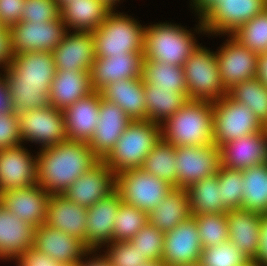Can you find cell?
<instances>
[{"mask_svg":"<svg viewBox=\"0 0 267 266\" xmlns=\"http://www.w3.org/2000/svg\"><path fill=\"white\" fill-rule=\"evenodd\" d=\"M3 71L15 112L50 106L49 92L56 73L52 52L16 54Z\"/></svg>","mask_w":267,"mask_h":266,"instance_id":"obj_1","label":"cell"},{"mask_svg":"<svg viewBox=\"0 0 267 266\" xmlns=\"http://www.w3.org/2000/svg\"><path fill=\"white\" fill-rule=\"evenodd\" d=\"M37 155V184L50 195L63 194L71 184L100 159L88 143L66 140L40 149Z\"/></svg>","mask_w":267,"mask_h":266,"instance_id":"obj_2","label":"cell"},{"mask_svg":"<svg viewBox=\"0 0 267 266\" xmlns=\"http://www.w3.org/2000/svg\"><path fill=\"white\" fill-rule=\"evenodd\" d=\"M161 138L175 147L213 143V102L189 99L161 125Z\"/></svg>","mask_w":267,"mask_h":266,"instance_id":"obj_3","label":"cell"},{"mask_svg":"<svg viewBox=\"0 0 267 266\" xmlns=\"http://www.w3.org/2000/svg\"><path fill=\"white\" fill-rule=\"evenodd\" d=\"M160 139L161 125L148 120H133L103 161L116 175L141 168L145 157Z\"/></svg>","mask_w":267,"mask_h":266,"instance_id":"obj_4","label":"cell"},{"mask_svg":"<svg viewBox=\"0 0 267 266\" xmlns=\"http://www.w3.org/2000/svg\"><path fill=\"white\" fill-rule=\"evenodd\" d=\"M145 26L128 14L112 10L105 21L92 32L96 58L125 53H143Z\"/></svg>","mask_w":267,"mask_h":266,"instance_id":"obj_5","label":"cell"},{"mask_svg":"<svg viewBox=\"0 0 267 266\" xmlns=\"http://www.w3.org/2000/svg\"><path fill=\"white\" fill-rule=\"evenodd\" d=\"M194 35L181 25L171 22L145 26L144 59L183 66L199 46Z\"/></svg>","mask_w":267,"mask_h":266,"instance_id":"obj_6","label":"cell"},{"mask_svg":"<svg viewBox=\"0 0 267 266\" xmlns=\"http://www.w3.org/2000/svg\"><path fill=\"white\" fill-rule=\"evenodd\" d=\"M187 97L216 101L227 94L221 81L216 53L201 44L183 64Z\"/></svg>","mask_w":267,"mask_h":266,"instance_id":"obj_7","label":"cell"},{"mask_svg":"<svg viewBox=\"0 0 267 266\" xmlns=\"http://www.w3.org/2000/svg\"><path fill=\"white\" fill-rule=\"evenodd\" d=\"M266 8L265 0H217L198 17L194 31L228 36Z\"/></svg>","mask_w":267,"mask_h":266,"instance_id":"obj_8","label":"cell"},{"mask_svg":"<svg viewBox=\"0 0 267 266\" xmlns=\"http://www.w3.org/2000/svg\"><path fill=\"white\" fill-rule=\"evenodd\" d=\"M265 126L252 109L234 101L228 94L213 102V143L215 146L242 136L261 132Z\"/></svg>","mask_w":267,"mask_h":266,"instance_id":"obj_9","label":"cell"},{"mask_svg":"<svg viewBox=\"0 0 267 266\" xmlns=\"http://www.w3.org/2000/svg\"><path fill=\"white\" fill-rule=\"evenodd\" d=\"M174 187L142 168L116 175V190L123 203L149 213Z\"/></svg>","mask_w":267,"mask_h":266,"instance_id":"obj_10","label":"cell"},{"mask_svg":"<svg viewBox=\"0 0 267 266\" xmlns=\"http://www.w3.org/2000/svg\"><path fill=\"white\" fill-rule=\"evenodd\" d=\"M22 142L41 144L40 149L68 140L62 110L46 106L18 113Z\"/></svg>","mask_w":267,"mask_h":266,"instance_id":"obj_11","label":"cell"},{"mask_svg":"<svg viewBox=\"0 0 267 266\" xmlns=\"http://www.w3.org/2000/svg\"><path fill=\"white\" fill-rule=\"evenodd\" d=\"M175 166L177 188L187 189L197 181L217 174L221 167L220 147L214 143L178 146Z\"/></svg>","mask_w":267,"mask_h":266,"instance_id":"obj_12","label":"cell"},{"mask_svg":"<svg viewBox=\"0 0 267 266\" xmlns=\"http://www.w3.org/2000/svg\"><path fill=\"white\" fill-rule=\"evenodd\" d=\"M66 32L61 16L44 23L20 21L10 27L12 53L16 55L30 51L52 52Z\"/></svg>","mask_w":267,"mask_h":266,"instance_id":"obj_13","label":"cell"},{"mask_svg":"<svg viewBox=\"0 0 267 266\" xmlns=\"http://www.w3.org/2000/svg\"><path fill=\"white\" fill-rule=\"evenodd\" d=\"M228 37L215 52L222 85L226 91L242 81L256 77L259 55L241 45L231 35Z\"/></svg>","mask_w":267,"mask_h":266,"instance_id":"obj_14","label":"cell"},{"mask_svg":"<svg viewBox=\"0 0 267 266\" xmlns=\"http://www.w3.org/2000/svg\"><path fill=\"white\" fill-rule=\"evenodd\" d=\"M202 252L197 222L193 216L165 233L161 261L167 266L199 262Z\"/></svg>","mask_w":267,"mask_h":266,"instance_id":"obj_15","label":"cell"},{"mask_svg":"<svg viewBox=\"0 0 267 266\" xmlns=\"http://www.w3.org/2000/svg\"><path fill=\"white\" fill-rule=\"evenodd\" d=\"M18 145L0 150V194L37 184V155Z\"/></svg>","mask_w":267,"mask_h":266,"instance_id":"obj_16","label":"cell"},{"mask_svg":"<svg viewBox=\"0 0 267 266\" xmlns=\"http://www.w3.org/2000/svg\"><path fill=\"white\" fill-rule=\"evenodd\" d=\"M116 190V174L100 160L63 193L70 201L89 208Z\"/></svg>","mask_w":267,"mask_h":266,"instance_id":"obj_17","label":"cell"},{"mask_svg":"<svg viewBox=\"0 0 267 266\" xmlns=\"http://www.w3.org/2000/svg\"><path fill=\"white\" fill-rule=\"evenodd\" d=\"M98 121L88 146L104 160L133 120L120 106L101 97Z\"/></svg>","mask_w":267,"mask_h":266,"instance_id":"obj_18","label":"cell"},{"mask_svg":"<svg viewBox=\"0 0 267 266\" xmlns=\"http://www.w3.org/2000/svg\"><path fill=\"white\" fill-rule=\"evenodd\" d=\"M33 247L65 266H76L90 250L77 237L45 223L35 229Z\"/></svg>","mask_w":267,"mask_h":266,"instance_id":"obj_19","label":"cell"},{"mask_svg":"<svg viewBox=\"0 0 267 266\" xmlns=\"http://www.w3.org/2000/svg\"><path fill=\"white\" fill-rule=\"evenodd\" d=\"M52 53L56 71L91 72L96 59L93 35L90 32L67 31Z\"/></svg>","mask_w":267,"mask_h":266,"instance_id":"obj_20","label":"cell"},{"mask_svg":"<svg viewBox=\"0 0 267 266\" xmlns=\"http://www.w3.org/2000/svg\"><path fill=\"white\" fill-rule=\"evenodd\" d=\"M49 198L50 194L36 184L1 193L0 203L25 223L38 228L46 222Z\"/></svg>","mask_w":267,"mask_h":266,"instance_id":"obj_21","label":"cell"},{"mask_svg":"<svg viewBox=\"0 0 267 266\" xmlns=\"http://www.w3.org/2000/svg\"><path fill=\"white\" fill-rule=\"evenodd\" d=\"M122 200L117 190L99 200L87 210L85 245L99 250L113 238L114 219Z\"/></svg>","mask_w":267,"mask_h":266,"instance_id":"obj_22","label":"cell"},{"mask_svg":"<svg viewBox=\"0 0 267 266\" xmlns=\"http://www.w3.org/2000/svg\"><path fill=\"white\" fill-rule=\"evenodd\" d=\"M221 166L243 170L267 163V130L242 136L220 146Z\"/></svg>","mask_w":267,"mask_h":266,"instance_id":"obj_23","label":"cell"},{"mask_svg":"<svg viewBox=\"0 0 267 266\" xmlns=\"http://www.w3.org/2000/svg\"><path fill=\"white\" fill-rule=\"evenodd\" d=\"M143 61V53H125L109 58H96L90 72L92 90L100 92L111 82L140 78Z\"/></svg>","mask_w":267,"mask_h":266,"instance_id":"obj_24","label":"cell"},{"mask_svg":"<svg viewBox=\"0 0 267 266\" xmlns=\"http://www.w3.org/2000/svg\"><path fill=\"white\" fill-rule=\"evenodd\" d=\"M263 214L255 211L230 209L227 211L229 241L249 260L258 255Z\"/></svg>","mask_w":267,"mask_h":266,"instance_id":"obj_25","label":"cell"},{"mask_svg":"<svg viewBox=\"0 0 267 266\" xmlns=\"http://www.w3.org/2000/svg\"><path fill=\"white\" fill-rule=\"evenodd\" d=\"M101 97L93 91L63 110L68 140L88 143L99 122Z\"/></svg>","mask_w":267,"mask_h":266,"instance_id":"obj_26","label":"cell"},{"mask_svg":"<svg viewBox=\"0 0 267 266\" xmlns=\"http://www.w3.org/2000/svg\"><path fill=\"white\" fill-rule=\"evenodd\" d=\"M35 229L0 203V259L16 260L33 247Z\"/></svg>","mask_w":267,"mask_h":266,"instance_id":"obj_27","label":"cell"},{"mask_svg":"<svg viewBox=\"0 0 267 266\" xmlns=\"http://www.w3.org/2000/svg\"><path fill=\"white\" fill-rule=\"evenodd\" d=\"M87 210L63 194L50 195L45 224L77 237L85 244Z\"/></svg>","mask_w":267,"mask_h":266,"instance_id":"obj_28","label":"cell"},{"mask_svg":"<svg viewBox=\"0 0 267 266\" xmlns=\"http://www.w3.org/2000/svg\"><path fill=\"white\" fill-rule=\"evenodd\" d=\"M60 16L67 31H95L113 10L102 0H72L60 8ZM71 28V29H70Z\"/></svg>","mask_w":267,"mask_h":266,"instance_id":"obj_29","label":"cell"},{"mask_svg":"<svg viewBox=\"0 0 267 266\" xmlns=\"http://www.w3.org/2000/svg\"><path fill=\"white\" fill-rule=\"evenodd\" d=\"M100 92L104 99L120 106L132 120H147L142 77L111 82Z\"/></svg>","mask_w":267,"mask_h":266,"instance_id":"obj_30","label":"cell"},{"mask_svg":"<svg viewBox=\"0 0 267 266\" xmlns=\"http://www.w3.org/2000/svg\"><path fill=\"white\" fill-rule=\"evenodd\" d=\"M91 92L90 72L56 71L49 92L50 105L63 111Z\"/></svg>","mask_w":267,"mask_h":266,"instance_id":"obj_31","label":"cell"},{"mask_svg":"<svg viewBox=\"0 0 267 266\" xmlns=\"http://www.w3.org/2000/svg\"><path fill=\"white\" fill-rule=\"evenodd\" d=\"M191 216L187 190L173 188L165 198L148 213V223L166 233Z\"/></svg>","mask_w":267,"mask_h":266,"instance_id":"obj_32","label":"cell"},{"mask_svg":"<svg viewBox=\"0 0 267 266\" xmlns=\"http://www.w3.org/2000/svg\"><path fill=\"white\" fill-rule=\"evenodd\" d=\"M144 96L147 120L159 125H162L189 101V98L184 92L156 88L147 83H144Z\"/></svg>","mask_w":267,"mask_h":266,"instance_id":"obj_33","label":"cell"},{"mask_svg":"<svg viewBox=\"0 0 267 266\" xmlns=\"http://www.w3.org/2000/svg\"><path fill=\"white\" fill-rule=\"evenodd\" d=\"M186 190L189 197L192 216L227 212L222 206L217 174L197 181Z\"/></svg>","mask_w":267,"mask_h":266,"instance_id":"obj_34","label":"cell"},{"mask_svg":"<svg viewBox=\"0 0 267 266\" xmlns=\"http://www.w3.org/2000/svg\"><path fill=\"white\" fill-rule=\"evenodd\" d=\"M244 179L242 210L267 214V163L242 170Z\"/></svg>","mask_w":267,"mask_h":266,"instance_id":"obj_35","label":"cell"},{"mask_svg":"<svg viewBox=\"0 0 267 266\" xmlns=\"http://www.w3.org/2000/svg\"><path fill=\"white\" fill-rule=\"evenodd\" d=\"M141 77L143 83L153 85L156 88L184 92L187 95L183 66H175L166 62L144 59Z\"/></svg>","mask_w":267,"mask_h":266,"instance_id":"obj_36","label":"cell"},{"mask_svg":"<svg viewBox=\"0 0 267 266\" xmlns=\"http://www.w3.org/2000/svg\"><path fill=\"white\" fill-rule=\"evenodd\" d=\"M176 147L162 138L145 157L142 169L177 188Z\"/></svg>","mask_w":267,"mask_h":266,"instance_id":"obj_37","label":"cell"},{"mask_svg":"<svg viewBox=\"0 0 267 266\" xmlns=\"http://www.w3.org/2000/svg\"><path fill=\"white\" fill-rule=\"evenodd\" d=\"M227 94L251 108L260 122L267 125V88L256 77L234 85Z\"/></svg>","mask_w":267,"mask_h":266,"instance_id":"obj_38","label":"cell"},{"mask_svg":"<svg viewBox=\"0 0 267 266\" xmlns=\"http://www.w3.org/2000/svg\"><path fill=\"white\" fill-rule=\"evenodd\" d=\"M231 36L253 52L267 53V8L240 26Z\"/></svg>","mask_w":267,"mask_h":266,"instance_id":"obj_39","label":"cell"},{"mask_svg":"<svg viewBox=\"0 0 267 266\" xmlns=\"http://www.w3.org/2000/svg\"><path fill=\"white\" fill-rule=\"evenodd\" d=\"M147 223L148 213L122 202L114 219L111 242L130 241Z\"/></svg>","mask_w":267,"mask_h":266,"instance_id":"obj_40","label":"cell"},{"mask_svg":"<svg viewBox=\"0 0 267 266\" xmlns=\"http://www.w3.org/2000/svg\"><path fill=\"white\" fill-rule=\"evenodd\" d=\"M193 217L197 222L202 248L229 241L227 212L220 214H200Z\"/></svg>","mask_w":267,"mask_h":266,"instance_id":"obj_41","label":"cell"},{"mask_svg":"<svg viewBox=\"0 0 267 266\" xmlns=\"http://www.w3.org/2000/svg\"><path fill=\"white\" fill-rule=\"evenodd\" d=\"M218 175V185L222 206L228 211L230 209H239L242 207L243 199V175L242 170L229 169L221 166Z\"/></svg>","mask_w":267,"mask_h":266,"instance_id":"obj_42","label":"cell"},{"mask_svg":"<svg viewBox=\"0 0 267 266\" xmlns=\"http://www.w3.org/2000/svg\"><path fill=\"white\" fill-rule=\"evenodd\" d=\"M250 260L230 241L202 248L199 264L201 266H244Z\"/></svg>","mask_w":267,"mask_h":266,"instance_id":"obj_43","label":"cell"},{"mask_svg":"<svg viewBox=\"0 0 267 266\" xmlns=\"http://www.w3.org/2000/svg\"><path fill=\"white\" fill-rule=\"evenodd\" d=\"M165 233L155 226L147 223L129 241L147 260L157 261L162 259Z\"/></svg>","mask_w":267,"mask_h":266,"instance_id":"obj_44","label":"cell"},{"mask_svg":"<svg viewBox=\"0 0 267 266\" xmlns=\"http://www.w3.org/2000/svg\"><path fill=\"white\" fill-rule=\"evenodd\" d=\"M106 245L104 255L111 266H138L148 261L129 241L110 242Z\"/></svg>","mask_w":267,"mask_h":266,"instance_id":"obj_45","label":"cell"},{"mask_svg":"<svg viewBox=\"0 0 267 266\" xmlns=\"http://www.w3.org/2000/svg\"><path fill=\"white\" fill-rule=\"evenodd\" d=\"M60 7L55 0H25L21 21L44 23L60 17Z\"/></svg>","mask_w":267,"mask_h":266,"instance_id":"obj_46","label":"cell"},{"mask_svg":"<svg viewBox=\"0 0 267 266\" xmlns=\"http://www.w3.org/2000/svg\"><path fill=\"white\" fill-rule=\"evenodd\" d=\"M22 144L18 113L14 110L0 114V150Z\"/></svg>","mask_w":267,"mask_h":266,"instance_id":"obj_47","label":"cell"},{"mask_svg":"<svg viewBox=\"0 0 267 266\" xmlns=\"http://www.w3.org/2000/svg\"><path fill=\"white\" fill-rule=\"evenodd\" d=\"M25 0H0V24L6 28L16 25L22 19Z\"/></svg>","mask_w":267,"mask_h":266,"instance_id":"obj_48","label":"cell"},{"mask_svg":"<svg viewBox=\"0 0 267 266\" xmlns=\"http://www.w3.org/2000/svg\"><path fill=\"white\" fill-rule=\"evenodd\" d=\"M15 261L17 263L16 266H65L57 263L50 256L34 247H30Z\"/></svg>","mask_w":267,"mask_h":266,"instance_id":"obj_49","label":"cell"},{"mask_svg":"<svg viewBox=\"0 0 267 266\" xmlns=\"http://www.w3.org/2000/svg\"><path fill=\"white\" fill-rule=\"evenodd\" d=\"M14 55L12 53L10 28L0 27V67L3 70L10 65Z\"/></svg>","mask_w":267,"mask_h":266,"instance_id":"obj_50","label":"cell"},{"mask_svg":"<svg viewBox=\"0 0 267 266\" xmlns=\"http://www.w3.org/2000/svg\"><path fill=\"white\" fill-rule=\"evenodd\" d=\"M267 266V214H263L261 221V238L257 258L254 260Z\"/></svg>","mask_w":267,"mask_h":266,"instance_id":"obj_51","label":"cell"},{"mask_svg":"<svg viewBox=\"0 0 267 266\" xmlns=\"http://www.w3.org/2000/svg\"><path fill=\"white\" fill-rule=\"evenodd\" d=\"M97 250H89L85 255L84 257L86 258H82L76 266H111L110 263H109V260L105 257L104 254L102 255H99L96 253ZM90 254H96V255H93L91 256L92 258L89 257V259L87 260L88 256ZM85 261H84V260ZM91 259V260H90Z\"/></svg>","mask_w":267,"mask_h":266,"instance_id":"obj_52","label":"cell"},{"mask_svg":"<svg viewBox=\"0 0 267 266\" xmlns=\"http://www.w3.org/2000/svg\"><path fill=\"white\" fill-rule=\"evenodd\" d=\"M0 73V114L12 111V103L4 76ZM3 77V78H2Z\"/></svg>","mask_w":267,"mask_h":266,"instance_id":"obj_53","label":"cell"},{"mask_svg":"<svg viewBox=\"0 0 267 266\" xmlns=\"http://www.w3.org/2000/svg\"><path fill=\"white\" fill-rule=\"evenodd\" d=\"M256 78L267 88V53L258 55Z\"/></svg>","mask_w":267,"mask_h":266,"instance_id":"obj_54","label":"cell"},{"mask_svg":"<svg viewBox=\"0 0 267 266\" xmlns=\"http://www.w3.org/2000/svg\"><path fill=\"white\" fill-rule=\"evenodd\" d=\"M193 3H192V2ZM190 5L195 8V13L197 12L198 17H200L214 2L217 0H191Z\"/></svg>","mask_w":267,"mask_h":266,"instance_id":"obj_55","label":"cell"},{"mask_svg":"<svg viewBox=\"0 0 267 266\" xmlns=\"http://www.w3.org/2000/svg\"><path fill=\"white\" fill-rule=\"evenodd\" d=\"M138 266H167L165 263H163L161 260L157 261H145L144 263L139 264Z\"/></svg>","mask_w":267,"mask_h":266,"instance_id":"obj_56","label":"cell"},{"mask_svg":"<svg viewBox=\"0 0 267 266\" xmlns=\"http://www.w3.org/2000/svg\"><path fill=\"white\" fill-rule=\"evenodd\" d=\"M104 3H106L111 9H115L114 5L117 4V2H120V0H102Z\"/></svg>","mask_w":267,"mask_h":266,"instance_id":"obj_57","label":"cell"},{"mask_svg":"<svg viewBox=\"0 0 267 266\" xmlns=\"http://www.w3.org/2000/svg\"><path fill=\"white\" fill-rule=\"evenodd\" d=\"M244 266H266L264 264H260L259 262L257 261H254V260H250L246 265Z\"/></svg>","mask_w":267,"mask_h":266,"instance_id":"obj_58","label":"cell"},{"mask_svg":"<svg viewBox=\"0 0 267 266\" xmlns=\"http://www.w3.org/2000/svg\"><path fill=\"white\" fill-rule=\"evenodd\" d=\"M57 5L61 8L65 3H69L72 0H55Z\"/></svg>","mask_w":267,"mask_h":266,"instance_id":"obj_59","label":"cell"},{"mask_svg":"<svg viewBox=\"0 0 267 266\" xmlns=\"http://www.w3.org/2000/svg\"><path fill=\"white\" fill-rule=\"evenodd\" d=\"M182 266H201V265L199 263H195V264L182 265Z\"/></svg>","mask_w":267,"mask_h":266,"instance_id":"obj_60","label":"cell"}]
</instances>
